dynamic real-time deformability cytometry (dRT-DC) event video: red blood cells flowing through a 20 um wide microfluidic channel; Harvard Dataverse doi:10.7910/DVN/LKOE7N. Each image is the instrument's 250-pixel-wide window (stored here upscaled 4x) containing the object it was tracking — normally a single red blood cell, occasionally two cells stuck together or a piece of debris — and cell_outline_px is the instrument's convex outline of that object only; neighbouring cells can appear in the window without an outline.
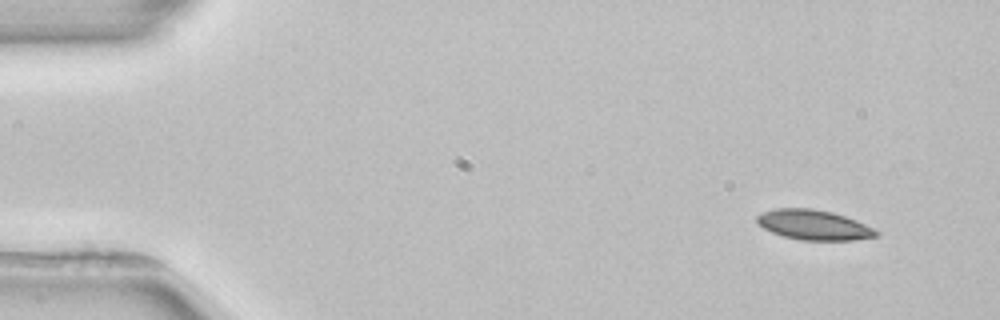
{"species": "common noctule bat (a hibernating species)", "species_latin": "Nyctalus noctula", "temperature_condition": "room temperature", "stored_images_in_passage": 3, "camera_frame_rate_fps": 3000, "um_per_image_px": 0.085, "animal": {"sex": "female", "body_mass_g": 22.7, "forearm_length_mm": 54.2}, "frame": {"image": 1, "passage_image": 1, "time_ms": 0.0, "image_size_px": [1000, 320], "cell_outline_px": [[880, 232], [876, 236], [852, 240], [800, 240], [784, 236], [772, 232], [764, 228], [756, 220], [756, 216], [760, 212], [776, 208], [812, 208], [832, 212], [856, 220], [876, 228]], "centroid_in_image_um": [69.18, 19.11], "position_along_channel_um": 15.8, "area_um2": 20.87}}